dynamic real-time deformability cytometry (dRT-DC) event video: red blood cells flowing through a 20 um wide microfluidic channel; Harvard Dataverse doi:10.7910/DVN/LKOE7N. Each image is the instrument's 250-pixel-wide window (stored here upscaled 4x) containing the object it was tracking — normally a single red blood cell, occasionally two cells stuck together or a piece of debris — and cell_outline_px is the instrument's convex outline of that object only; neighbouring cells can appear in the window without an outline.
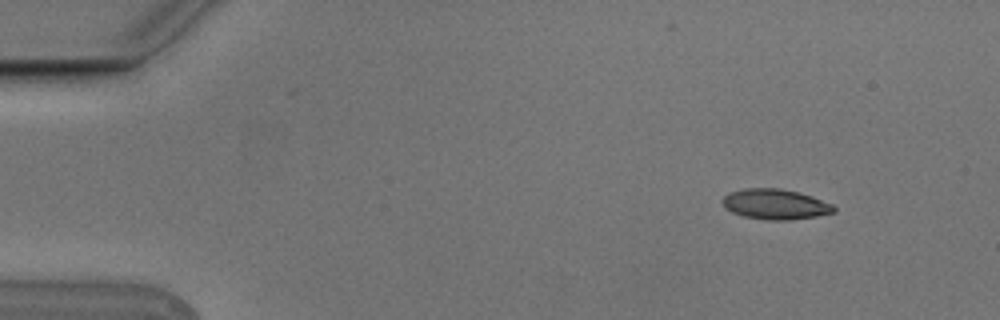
{"species": "Egyptian fruit bat (a non-hibernating species)", "species_latin": "Rousettus aegyptiacus", "temperature_condition": "cold", "stored_images_in_passage": 5, "camera_frame_rate_fps": 3000, "um_per_image_px": 0.085, "animal": {"sex": "male"}, "frame": {"image": 1, "passage_image": 2, "time_ms": 0.333, "image_size_px": [1000, 320], "cell_outline_px": [[836, 212], [816, 216], [788, 220], [768, 220], [744, 216], [732, 212], [724, 208], [720, 200], [724, 196], [732, 192], [744, 188], [780, 188], [812, 196], [832, 204], [836, 208]], "centroid_in_image_um": [65.88, 17.36], "position_along_channel_um": 19.1, "area_um2": 19.65}}
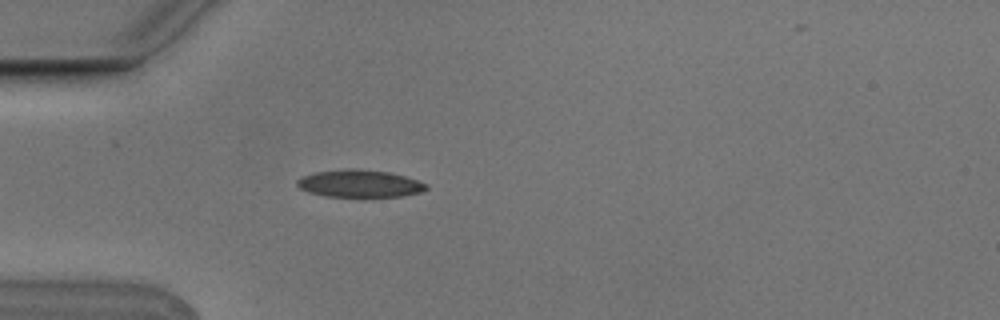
{"frame": {"image": 2, "passage_image": 5, "time_ms": 1.333, "image_size_px": [1000, 320], "cell_outline_px": [[428, 188], [420, 192], [400, 196], [324, 196], [308, 192], [300, 188], [296, 184], [296, 180], [304, 176], [316, 172], [348, 168], [356, 168], [388, 172], [404, 176], [428, 184]], "centroid_in_image_um": [30.55, 15.59], "position_along_channel_um": 54.5, "area_um2": 20.4}}